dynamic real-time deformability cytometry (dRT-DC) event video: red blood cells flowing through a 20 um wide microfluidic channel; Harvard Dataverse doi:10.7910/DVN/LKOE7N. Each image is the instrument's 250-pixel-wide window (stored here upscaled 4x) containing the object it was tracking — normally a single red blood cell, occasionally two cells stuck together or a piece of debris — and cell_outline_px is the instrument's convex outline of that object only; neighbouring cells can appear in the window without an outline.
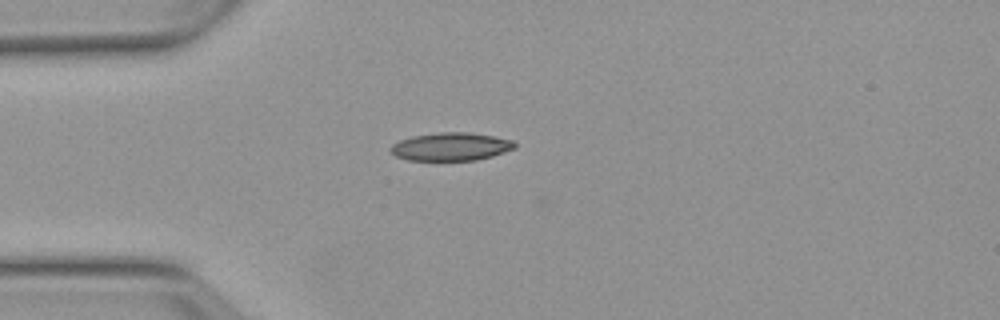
{"species": "Egyptian fruit bat (a non-hibernating species)", "species_latin": "Rousettus aegyptiacus", "temperature_condition": "warm", "stored_images_in_passage": 1, "camera_frame_rate_fps": 3000, "um_per_image_px": 0.085, "animal": {"sex": "female"}, "frame": {"image": 1, "passage_image": 1, "time_ms": 0.0, "image_size_px": [1000, 320], "cell_outline_px": [[516, 148], [492, 156], [476, 160], [408, 160], [396, 156], [388, 148], [392, 144], [400, 140], [412, 136], [440, 132], [468, 132], [492, 136], [512, 140], [516, 144]], "centroid_in_image_um": [38.32, 12.46], "position_along_channel_um": 46.7, "area_um2": 20.23}}